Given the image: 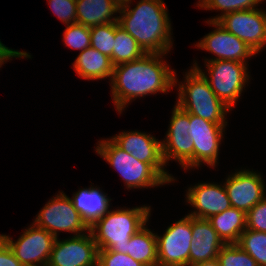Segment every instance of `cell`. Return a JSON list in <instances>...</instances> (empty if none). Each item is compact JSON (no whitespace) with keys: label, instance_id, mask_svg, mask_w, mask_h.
I'll return each instance as SVG.
<instances>
[{"label":"cell","instance_id":"1","mask_svg":"<svg viewBox=\"0 0 266 266\" xmlns=\"http://www.w3.org/2000/svg\"><path fill=\"white\" fill-rule=\"evenodd\" d=\"M165 55L145 53L137 60L114 66L110 87L118 113L136 98L167 93L176 86V72L164 61Z\"/></svg>","mask_w":266,"mask_h":266},{"label":"cell","instance_id":"2","mask_svg":"<svg viewBox=\"0 0 266 266\" xmlns=\"http://www.w3.org/2000/svg\"><path fill=\"white\" fill-rule=\"evenodd\" d=\"M129 0L119 8L118 23L145 53L168 54L172 48L171 21L162 0H139L134 8Z\"/></svg>","mask_w":266,"mask_h":266},{"label":"cell","instance_id":"3","mask_svg":"<svg viewBox=\"0 0 266 266\" xmlns=\"http://www.w3.org/2000/svg\"><path fill=\"white\" fill-rule=\"evenodd\" d=\"M150 215V206H136L131 209L120 207L109 210L89 227V231L98 249L126 254V246L132 235L147 225Z\"/></svg>","mask_w":266,"mask_h":266},{"label":"cell","instance_id":"4","mask_svg":"<svg viewBox=\"0 0 266 266\" xmlns=\"http://www.w3.org/2000/svg\"><path fill=\"white\" fill-rule=\"evenodd\" d=\"M184 78V83L177 84L179 92L176 104L187 113L209 122L228 123L226 114L231 109L215 95L203 75L191 67Z\"/></svg>","mask_w":266,"mask_h":266},{"label":"cell","instance_id":"5","mask_svg":"<svg viewBox=\"0 0 266 266\" xmlns=\"http://www.w3.org/2000/svg\"><path fill=\"white\" fill-rule=\"evenodd\" d=\"M96 153L121 175L126 188H151L169 182L151 165L118 147L110 138L98 141Z\"/></svg>","mask_w":266,"mask_h":266},{"label":"cell","instance_id":"6","mask_svg":"<svg viewBox=\"0 0 266 266\" xmlns=\"http://www.w3.org/2000/svg\"><path fill=\"white\" fill-rule=\"evenodd\" d=\"M247 65L249 64L237 61H208L205 62L208 73L201 70L196 62L192 67L196 68L208 81L215 95L227 107L232 109L242 95L246 84L249 83L250 77Z\"/></svg>","mask_w":266,"mask_h":266},{"label":"cell","instance_id":"7","mask_svg":"<svg viewBox=\"0 0 266 266\" xmlns=\"http://www.w3.org/2000/svg\"><path fill=\"white\" fill-rule=\"evenodd\" d=\"M33 224L45 229L56 238L59 236V231L74 233V236L89 231V227L73 206L70 197L61 191L43 206Z\"/></svg>","mask_w":266,"mask_h":266},{"label":"cell","instance_id":"8","mask_svg":"<svg viewBox=\"0 0 266 266\" xmlns=\"http://www.w3.org/2000/svg\"><path fill=\"white\" fill-rule=\"evenodd\" d=\"M0 237L7 243L16 259L23 266H47L56 237L33 223L13 241L9 235Z\"/></svg>","mask_w":266,"mask_h":266},{"label":"cell","instance_id":"9","mask_svg":"<svg viewBox=\"0 0 266 266\" xmlns=\"http://www.w3.org/2000/svg\"><path fill=\"white\" fill-rule=\"evenodd\" d=\"M158 266H189L192 217L186 215L168 226L163 236L156 234Z\"/></svg>","mask_w":266,"mask_h":266},{"label":"cell","instance_id":"10","mask_svg":"<svg viewBox=\"0 0 266 266\" xmlns=\"http://www.w3.org/2000/svg\"><path fill=\"white\" fill-rule=\"evenodd\" d=\"M189 122L188 132L194 143V168L202 164L215 168L227 123L209 122L193 114H189Z\"/></svg>","mask_w":266,"mask_h":266},{"label":"cell","instance_id":"11","mask_svg":"<svg viewBox=\"0 0 266 266\" xmlns=\"http://www.w3.org/2000/svg\"><path fill=\"white\" fill-rule=\"evenodd\" d=\"M217 22L244 41L256 54L266 47V11L255 8L230 12ZM265 46V47H264Z\"/></svg>","mask_w":266,"mask_h":266},{"label":"cell","instance_id":"12","mask_svg":"<svg viewBox=\"0 0 266 266\" xmlns=\"http://www.w3.org/2000/svg\"><path fill=\"white\" fill-rule=\"evenodd\" d=\"M98 251L90 231L61 241L58 237L47 266H98Z\"/></svg>","mask_w":266,"mask_h":266},{"label":"cell","instance_id":"13","mask_svg":"<svg viewBox=\"0 0 266 266\" xmlns=\"http://www.w3.org/2000/svg\"><path fill=\"white\" fill-rule=\"evenodd\" d=\"M110 139L137 160L151 164L169 183L175 182L176 179L164 167L161 141L154 136L138 130L122 131Z\"/></svg>","mask_w":266,"mask_h":266},{"label":"cell","instance_id":"14","mask_svg":"<svg viewBox=\"0 0 266 266\" xmlns=\"http://www.w3.org/2000/svg\"><path fill=\"white\" fill-rule=\"evenodd\" d=\"M206 23L213 25L214 29L199 40L195 46L215 55V58L204 59L205 62L213 60H226L247 63V60L256 53L244 41L224 29L217 21Z\"/></svg>","mask_w":266,"mask_h":266},{"label":"cell","instance_id":"15","mask_svg":"<svg viewBox=\"0 0 266 266\" xmlns=\"http://www.w3.org/2000/svg\"><path fill=\"white\" fill-rule=\"evenodd\" d=\"M231 207L247 213L266 196V187L261 173L253 170H237L224 182Z\"/></svg>","mask_w":266,"mask_h":266},{"label":"cell","instance_id":"16","mask_svg":"<svg viewBox=\"0 0 266 266\" xmlns=\"http://www.w3.org/2000/svg\"><path fill=\"white\" fill-rule=\"evenodd\" d=\"M186 202L195 208L190 217L208 219L231 207L224 184L198 183L186 191Z\"/></svg>","mask_w":266,"mask_h":266},{"label":"cell","instance_id":"17","mask_svg":"<svg viewBox=\"0 0 266 266\" xmlns=\"http://www.w3.org/2000/svg\"><path fill=\"white\" fill-rule=\"evenodd\" d=\"M192 238L189 266L217 259L225 245L207 219L192 217Z\"/></svg>","mask_w":266,"mask_h":266},{"label":"cell","instance_id":"18","mask_svg":"<svg viewBox=\"0 0 266 266\" xmlns=\"http://www.w3.org/2000/svg\"><path fill=\"white\" fill-rule=\"evenodd\" d=\"M70 199L88 227H91L109 211L112 200L97 186L80 189L73 193Z\"/></svg>","mask_w":266,"mask_h":266},{"label":"cell","instance_id":"19","mask_svg":"<svg viewBox=\"0 0 266 266\" xmlns=\"http://www.w3.org/2000/svg\"><path fill=\"white\" fill-rule=\"evenodd\" d=\"M79 77L85 80H102L112 77L114 66L110 57L91 46L80 52L72 64Z\"/></svg>","mask_w":266,"mask_h":266},{"label":"cell","instance_id":"20","mask_svg":"<svg viewBox=\"0 0 266 266\" xmlns=\"http://www.w3.org/2000/svg\"><path fill=\"white\" fill-rule=\"evenodd\" d=\"M76 8L77 23L89 28L118 21L119 7L111 0H76Z\"/></svg>","mask_w":266,"mask_h":266},{"label":"cell","instance_id":"21","mask_svg":"<svg viewBox=\"0 0 266 266\" xmlns=\"http://www.w3.org/2000/svg\"><path fill=\"white\" fill-rule=\"evenodd\" d=\"M246 213L230 207L207 220L225 244H237L246 229Z\"/></svg>","mask_w":266,"mask_h":266},{"label":"cell","instance_id":"22","mask_svg":"<svg viewBox=\"0 0 266 266\" xmlns=\"http://www.w3.org/2000/svg\"><path fill=\"white\" fill-rule=\"evenodd\" d=\"M126 254L145 266H158L156 233L145 225L132 235L126 246Z\"/></svg>","mask_w":266,"mask_h":266},{"label":"cell","instance_id":"23","mask_svg":"<svg viewBox=\"0 0 266 266\" xmlns=\"http://www.w3.org/2000/svg\"><path fill=\"white\" fill-rule=\"evenodd\" d=\"M161 145L165 165L169 160H176L185 170L194 168V143L190 136L166 137Z\"/></svg>","mask_w":266,"mask_h":266},{"label":"cell","instance_id":"24","mask_svg":"<svg viewBox=\"0 0 266 266\" xmlns=\"http://www.w3.org/2000/svg\"><path fill=\"white\" fill-rule=\"evenodd\" d=\"M144 54L137 41L119 26L118 21L115 22V41L111 55L113 66L137 60Z\"/></svg>","mask_w":266,"mask_h":266},{"label":"cell","instance_id":"25","mask_svg":"<svg viewBox=\"0 0 266 266\" xmlns=\"http://www.w3.org/2000/svg\"><path fill=\"white\" fill-rule=\"evenodd\" d=\"M258 264L266 266V232L245 229L237 243Z\"/></svg>","mask_w":266,"mask_h":266},{"label":"cell","instance_id":"26","mask_svg":"<svg viewBox=\"0 0 266 266\" xmlns=\"http://www.w3.org/2000/svg\"><path fill=\"white\" fill-rule=\"evenodd\" d=\"M264 0H199L197 6L206 10L221 11L218 16L208 19L209 21H217L223 15L241 11V10H253L257 8L258 4Z\"/></svg>","mask_w":266,"mask_h":266},{"label":"cell","instance_id":"27","mask_svg":"<svg viewBox=\"0 0 266 266\" xmlns=\"http://www.w3.org/2000/svg\"><path fill=\"white\" fill-rule=\"evenodd\" d=\"M90 34L91 47L111 59L115 41V22L91 27Z\"/></svg>","mask_w":266,"mask_h":266},{"label":"cell","instance_id":"28","mask_svg":"<svg viewBox=\"0 0 266 266\" xmlns=\"http://www.w3.org/2000/svg\"><path fill=\"white\" fill-rule=\"evenodd\" d=\"M217 260L220 266H258L257 262L237 244H225Z\"/></svg>","mask_w":266,"mask_h":266},{"label":"cell","instance_id":"29","mask_svg":"<svg viewBox=\"0 0 266 266\" xmlns=\"http://www.w3.org/2000/svg\"><path fill=\"white\" fill-rule=\"evenodd\" d=\"M63 42L70 49L82 52L91 46L90 28L78 23L67 25L63 32Z\"/></svg>","mask_w":266,"mask_h":266},{"label":"cell","instance_id":"30","mask_svg":"<svg viewBox=\"0 0 266 266\" xmlns=\"http://www.w3.org/2000/svg\"><path fill=\"white\" fill-rule=\"evenodd\" d=\"M189 113L182 110L177 104L172 110L169 128L166 137H187L188 132Z\"/></svg>","mask_w":266,"mask_h":266},{"label":"cell","instance_id":"31","mask_svg":"<svg viewBox=\"0 0 266 266\" xmlns=\"http://www.w3.org/2000/svg\"><path fill=\"white\" fill-rule=\"evenodd\" d=\"M53 14L66 26L77 23L76 0H48Z\"/></svg>","mask_w":266,"mask_h":266},{"label":"cell","instance_id":"32","mask_svg":"<svg viewBox=\"0 0 266 266\" xmlns=\"http://www.w3.org/2000/svg\"><path fill=\"white\" fill-rule=\"evenodd\" d=\"M98 266H145L135 261L128 254L118 253L109 249H99Z\"/></svg>","mask_w":266,"mask_h":266},{"label":"cell","instance_id":"33","mask_svg":"<svg viewBox=\"0 0 266 266\" xmlns=\"http://www.w3.org/2000/svg\"><path fill=\"white\" fill-rule=\"evenodd\" d=\"M246 229L266 232V196L246 213Z\"/></svg>","mask_w":266,"mask_h":266},{"label":"cell","instance_id":"34","mask_svg":"<svg viewBox=\"0 0 266 266\" xmlns=\"http://www.w3.org/2000/svg\"><path fill=\"white\" fill-rule=\"evenodd\" d=\"M0 266H23L7 243L0 237Z\"/></svg>","mask_w":266,"mask_h":266},{"label":"cell","instance_id":"35","mask_svg":"<svg viewBox=\"0 0 266 266\" xmlns=\"http://www.w3.org/2000/svg\"><path fill=\"white\" fill-rule=\"evenodd\" d=\"M12 58H31V55L25 51L8 48L0 41V63H7Z\"/></svg>","mask_w":266,"mask_h":266},{"label":"cell","instance_id":"36","mask_svg":"<svg viewBox=\"0 0 266 266\" xmlns=\"http://www.w3.org/2000/svg\"><path fill=\"white\" fill-rule=\"evenodd\" d=\"M190 266H220V265H219L218 260L215 259V260L205 261V262L198 263V264H195V265H190Z\"/></svg>","mask_w":266,"mask_h":266},{"label":"cell","instance_id":"37","mask_svg":"<svg viewBox=\"0 0 266 266\" xmlns=\"http://www.w3.org/2000/svg\"><path fill=\"white\" fill-rule=\"evenodd\" d=\"M119 8L123 7L129 0H111Z\"/></svg>","mask_w":266,"mask_h":266}]
</instances>
